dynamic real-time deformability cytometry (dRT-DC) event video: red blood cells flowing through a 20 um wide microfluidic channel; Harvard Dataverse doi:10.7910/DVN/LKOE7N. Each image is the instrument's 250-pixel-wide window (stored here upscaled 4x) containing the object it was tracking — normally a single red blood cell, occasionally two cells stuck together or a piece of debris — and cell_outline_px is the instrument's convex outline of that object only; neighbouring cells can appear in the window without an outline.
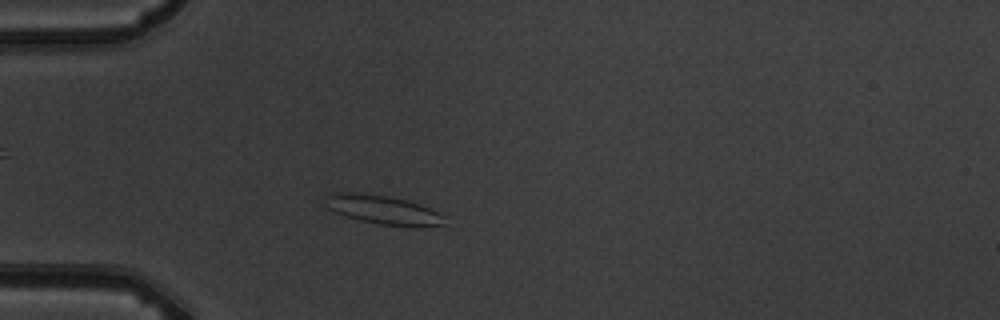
{"species": "common noctule bat (a hibernating species)", "species_latin": "Nyctalus noctula", "temperature_condition": "warm", "stored_images_in_passage": 6, "camera_frame_rate_fps": 3000, "um_per_image_px": 0.085, "animal": {"sex": "male", "body_mass_g": 19.5, "forearm_length_mm": 54.6}, "frame": {"image": 1, "passage_image": 6, "time_ms": 5.667, "image_size_px": [1000, 320], "cell_outline_px": [[444, 224], [416, 228], [412, 228], [380, 224], [360, 220], [336, 212], [328, 208], [324, 196], [328, 192], [352, 192], [384, 196], [404, 200], [420, 204], [432, 208], [440, 212], [444, 216]], "centroid_in_image_um": [32.59, 17.84], "position_along_channel_um": 52.4, "area_um2": 20.17}}